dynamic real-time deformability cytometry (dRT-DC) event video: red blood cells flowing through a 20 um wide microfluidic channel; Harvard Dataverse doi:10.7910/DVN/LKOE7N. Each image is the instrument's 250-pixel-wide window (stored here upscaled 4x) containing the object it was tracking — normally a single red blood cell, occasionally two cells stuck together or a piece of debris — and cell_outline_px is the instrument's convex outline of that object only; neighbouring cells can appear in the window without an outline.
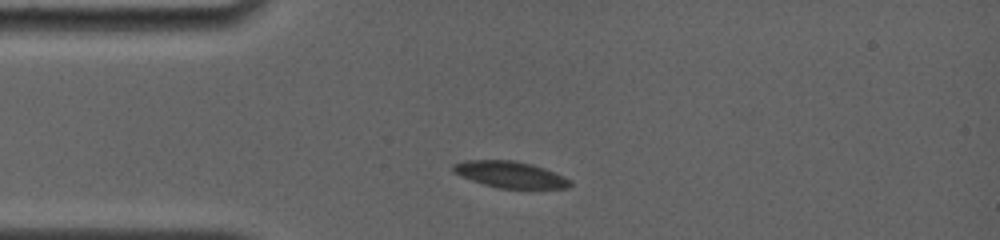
{"species": "common noctule bat (a hibernating species)", "species_latin": "Nyctalus noctula", "temperature_condition": "room temperature", "stored_images_in_passage": 27, "camera_frame_rate_fps": 4000, "um_per_image_px": 0.085, "animal": {"sex": "female", "body_mass_g": 19.0, "forearm_length_mm": 56.7}, "frame": {"image": 1, "passage_image": 4, "time_ms": 1.75, "image_size_px": [1000, 240], "cell_outline_px": [[572, 184], [568, 188], [496, 188], [460, 176], [452, 172], [452, 164], [464, 160], [512, 160], [532, 164], [544, 168], [564, 176], [572, 180]], "centroid_in_image_um": [43.35, 14.83], "position_along_channel_um": 41.7, "area_um2": 18.09}}
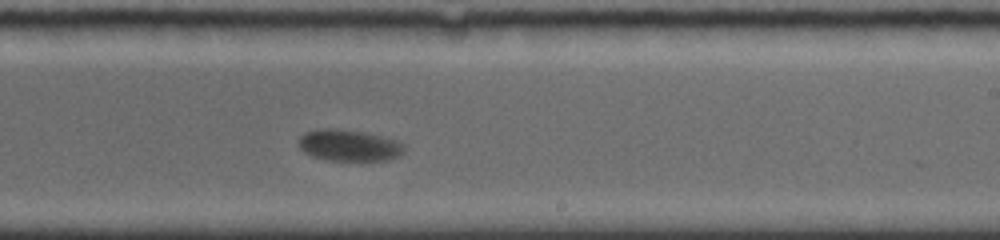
{"frame": {"image": 2, "passage_image": 17, "time_ms": 8.25, "image_size_px": [1000, 240], "cell_outline_px": [[404, 152], [388, 160], [332, 160], [312, 156], [304, 152], [300, 148], [300, 136], [304, 132], [324, 128], [332, 128], [364, 132], [396, 140], [404, 148]], "centroid_in_image_um": [29.64, 12.35], "position_along_channel_um": 259.4, "area_um2": 18.96}}
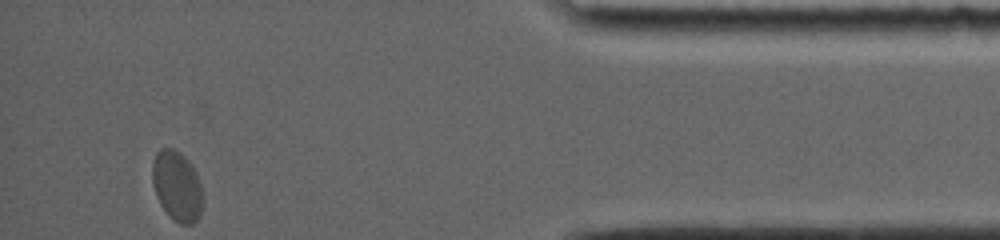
{"frame": {"image": 3, "passage_image": 27, "time_ms": 13.75, "image_size_px": [1000, 240], "cell_outline_px": [[200, 216], [192, 224], [180, 224], [168, 216], [160, 204], [152, 180], [152, 164], [156, 152], [160, 148], [172, 148], [180, 152], [184, 156], [196, 172], [200, 180]], "centroid_in_image_um": [15.01, 15.8], "position_along_channel_um": 420.2, "area_um2": 20.29}, "authors_computed_cell_mechanics": {"area_um2": 19.7098, "velocity_mm_per_s": 3.621, "shape_relaxation_time_tau1_ms": 3.0381, "shape_relaxation_time_tau2_ms": null, "deformation_change_tau1": 0.0729, "deformation_change_tau2": null}}